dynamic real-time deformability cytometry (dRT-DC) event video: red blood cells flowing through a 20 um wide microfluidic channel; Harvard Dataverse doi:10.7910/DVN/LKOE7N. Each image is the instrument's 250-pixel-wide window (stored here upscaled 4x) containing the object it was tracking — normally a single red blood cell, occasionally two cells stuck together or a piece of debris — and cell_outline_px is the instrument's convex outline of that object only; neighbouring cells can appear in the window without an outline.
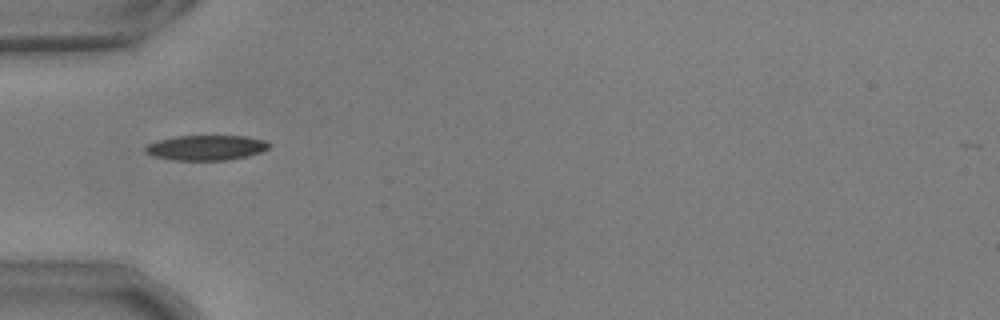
{"species": "common noctule bat (a hibernating species)", "species_latin": "Nyctalus noctula", "temperature_condition": "warm", "stored_images_in_passage": 38, "camera_frame_rate_fps": 3000, "um_per_image_px": 0.085, "animal": {"sex": "male", "body_mass_g": 17.9, "forearm_length_mm": 54.2}, "frame": {"image": 1, "passage_image": 1, "time_ms": 0.0, "image_size_px": [1000, 320], "cell_outline_px": [[272, 144], [268, 148], [260, 152], [248, 156], [228, 160], [172, 160], [152, 156], [144, 152], [144, 148], [148, 144], [156, 140], [176, 136], [244, 136], [264, 140]], "centroid_in_image_um": [17.49, 12.55], "position_along_channel_um": 67.5, "area_um2": 18.21}}
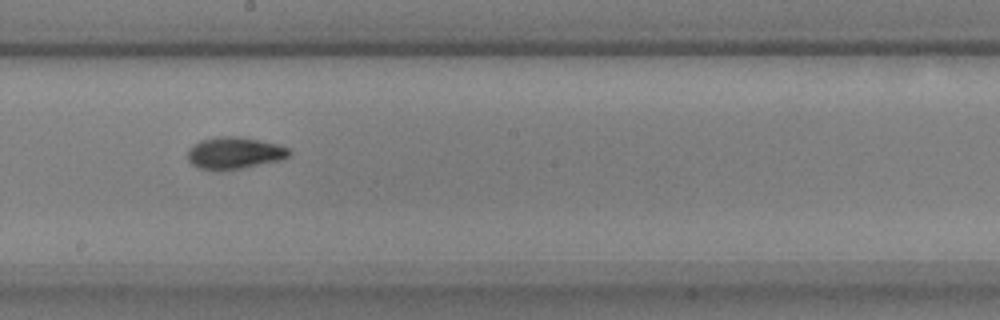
{"frame": {"image": 2, "passage_image": 14, "time_ms": 4.333, "image_size_px": [1000, 320], "cell_outline_px": [[292, 152], [284, 160], [240, 168], [200, 168], [192, 164], [188, 160], [188, 148], [200, 140], [224, 136], [236, 136], [276, 144], [292, 148]], "centroid_in_image_um": [19.98, 12.98], "position_along_channel_um": 228.2, "area_um2": 18.44}}
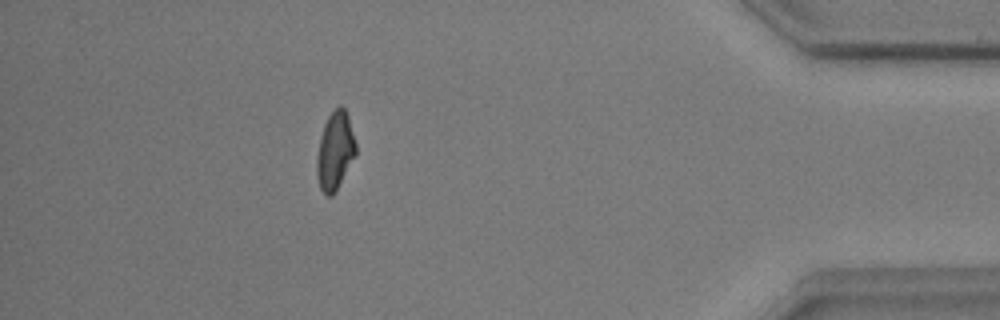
{"frame": {"image": 3, "passage_image": 32, "time_ms": 10.333, "image_size_px": [1000, 320], "cell_outline_px": [[356, 152], [336, 192], [332, 196], [328, 196], [320, 188], [316, 172], [316, 156], [320, 136], [324, 124], [328, 116], [340, 104], [344, 108], [348, 116], [356, 144]], "centroid_in_image_um": [28.46, 12.83], "position_along_channel_um": 406.7, "area_um2": 17.63}, "authors_computed_cell_mechanics": {"area_um2": 17.9469, "velocity_mm_per_s": 3.7204, "shape_relaxation_time_tau1_ms": 5.6543, "shape_relaxation_time_tau2_ms": 3.1978, "deformation_change_tau1": 0.1708, "deformation_change_tau2": 0.0739}}